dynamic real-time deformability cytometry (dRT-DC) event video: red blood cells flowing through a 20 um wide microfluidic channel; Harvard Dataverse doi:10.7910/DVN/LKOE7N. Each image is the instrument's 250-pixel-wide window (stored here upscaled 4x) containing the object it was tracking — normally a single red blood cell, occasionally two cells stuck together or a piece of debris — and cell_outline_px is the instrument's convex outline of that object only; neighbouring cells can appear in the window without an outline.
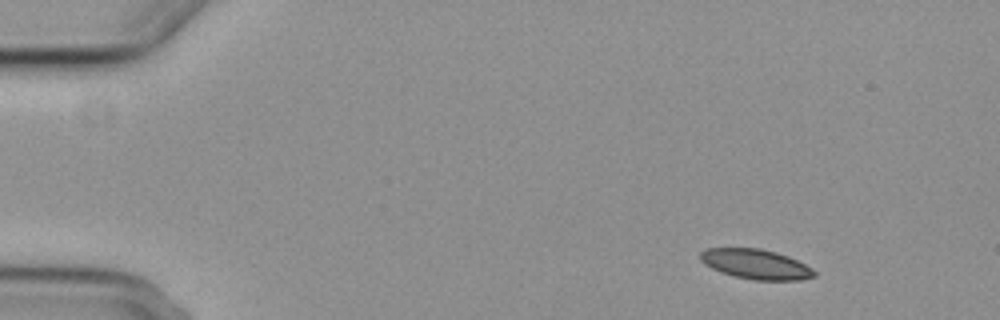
{"species": "common noctule bat (a hibernating species)", "species_latin": "Nyctalus noctula", "temperature_condition": "cold", "stored_images_in_passage": 5, "camera_frame_rate_fps": 3000, "um_per_image_px": 0.085, "animal": {"sex": "female", "body_mass_g": 29.2, "forearm_length_mm": 56.3}, "frame": {"image": 1, "passage_image": 2, "time_ms": 1.333, "image_size_px": [1000, 320], "cell_outline_px": [[816, 276], [800, 280], [752, 280], [720, 272], [704, 264], [700, 260], [700, 252], [704, 248], [760, 248], [776, 252], [788, 256], [812, 268], [816, 272]], "centroid_in_image_um": [64.23, 22.45], "position_along_channel_um": 20.8, "area_um2": 19.88}}
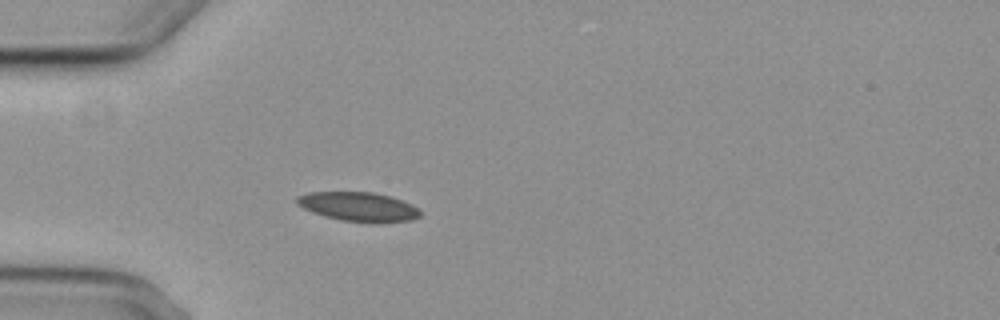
{"frame": {"image": 2, "passage_image": 5, "time_ms": 4.667, "image_size_px": [1000, 320], "cell_outline_px": [[424, 212], [420, 216], [412, 220], [376, 224], [372, 224], [340, 220], [324, 216], [312, 212], [296, 204], [296, 196], [308, 192], [372, 192], [388, 196], [412, 204], [420, 208]], "centroid_in_image_um": [30.51, 17.59], "position_along_channel_um": 54.5, "area_um2": 21.44}}